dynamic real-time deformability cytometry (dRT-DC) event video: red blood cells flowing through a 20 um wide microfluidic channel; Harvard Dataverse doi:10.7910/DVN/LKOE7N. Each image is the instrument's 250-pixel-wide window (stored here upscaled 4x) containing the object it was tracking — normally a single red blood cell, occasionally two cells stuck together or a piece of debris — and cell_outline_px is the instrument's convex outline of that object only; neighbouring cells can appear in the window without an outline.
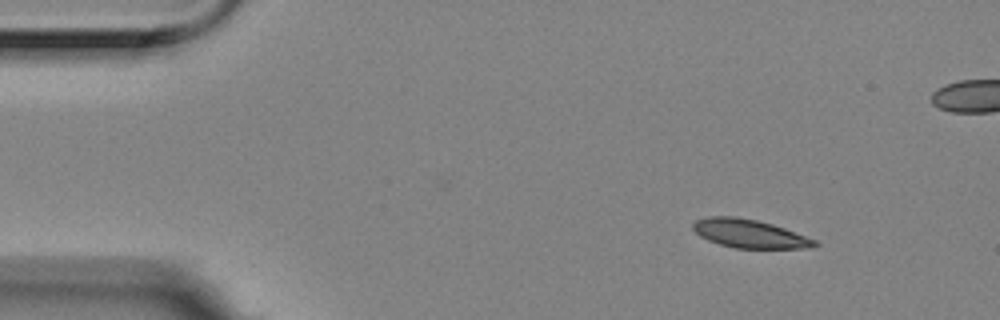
{"species": "Egyptian fruit bat (a non-hibernating species)", "species_latin": "Rousettus aegyptiacus", "temperature_condition": "room temperature", "stored_images_in_passage": 7, "camera_frame_rate_fps": 3000, "um_per_image_px": 0.085, "animal": {"sex": "female"}, "frame": {"image": 1, "passage_image": 1, "time_ms": 0.0, "image_size_px": [1000, 320], "cell_outline_px": [[820, 244], [812, 248], [736, 248], [720, 244], [708, 240], [700, 236], [692, 228], [692, 224], [696, 220], [708, 216], [736, 216], [756, 220], [772, 224], [784, 228], [816, 240]], "centroid_in_image_um": [63.7, 19.86], "position_along_channel_um": 21.3, "area_um2": 20.11}}
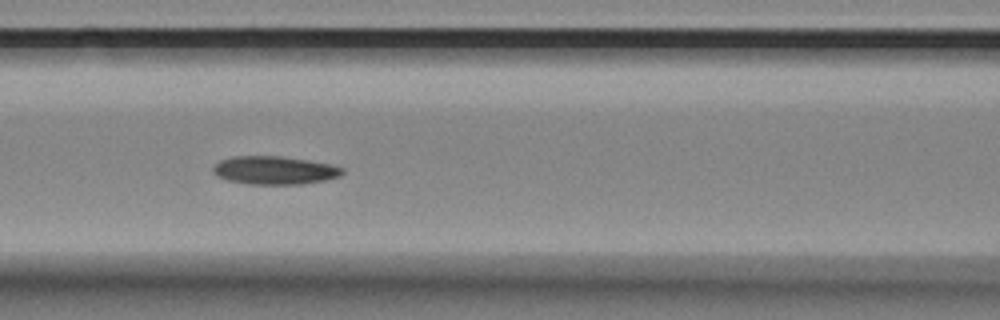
{"frame": {"image": 2, "passage_image": 6, "time_ms": 1.667, "image_size_px": [1000, 320], "cell_outline_px": [[344, 172], [340, 176], [324, 180], [300, 184], [248, 184], [228, 180], [216, 176], [212, 172], [212, 168], [220, 160], [232, 156], [280, 156], [308, 160], [332, 164], [344, 168]], "centroid_in_image_um": [23.32, 14.47], "position_along_channel_um": 143.3, "area_um2": 21.33}}
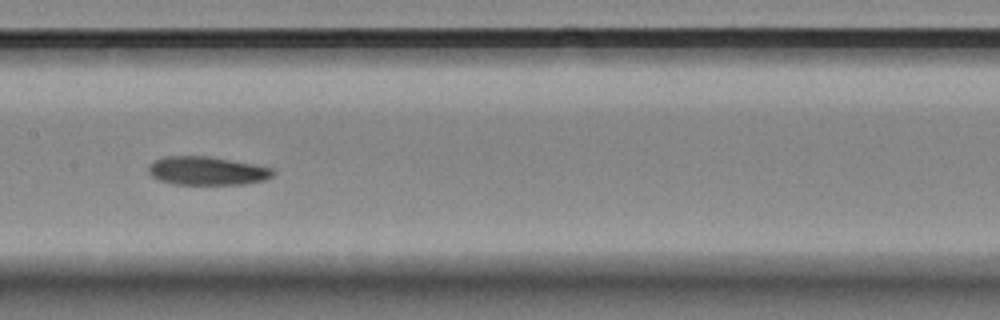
{"frame": {"image": 3, "passage_image": 7, "time_ms": 2.0, "image_size_px": [1000, 320], "cell_outline_px": [[276, 172], [272, 176], [264, 180], [240, 184], [172, 184], [160, 180], [152, 176], [148, 172], [148, 164], [164, 156], [208, 156], [252, 164], [272, 168]], "centroid_in_image_um": [17.56, 14.52], "position_along_channel_um": 189.8, "area_um2": 20.52}}